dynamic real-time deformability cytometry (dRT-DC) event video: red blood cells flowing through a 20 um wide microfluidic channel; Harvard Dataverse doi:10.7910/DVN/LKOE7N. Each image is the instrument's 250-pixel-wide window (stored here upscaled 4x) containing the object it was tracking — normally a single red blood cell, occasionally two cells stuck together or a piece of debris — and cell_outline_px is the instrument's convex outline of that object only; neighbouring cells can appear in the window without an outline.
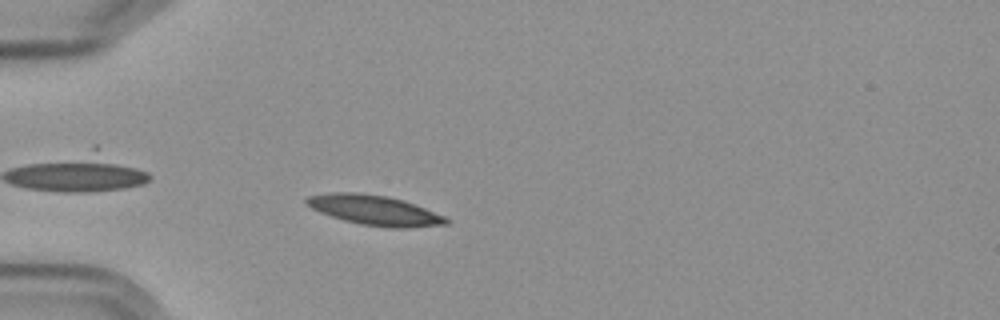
{"species": "Egyptian fruit bat (a non-hibernating species)", "species_latin": "Rousettus aegyptiacus", "temperature_condition": "cold", "stored_images_in_passage": 4, "camera_frame_rate_fps": 3000, "um_per_image_px": 0.085, "frame": {"image": 1, "passage_image": 3, "time_ms": 2.333, "image_size_px": [1000, 320], "cell_outline_px": [[452, 220], [448, 224], [408, 228], [388, 228], [360, 224], [344, 220], [320, 212], [304, 204], [304, 200], [308, 196], [336, 192], [352, 192], [388, 196], [404, 200], [444, 216]], "centroid_in_image_um": [31.85, 17.87], "position_along_channel_um": 53.1, "area_um2": 24.33}}